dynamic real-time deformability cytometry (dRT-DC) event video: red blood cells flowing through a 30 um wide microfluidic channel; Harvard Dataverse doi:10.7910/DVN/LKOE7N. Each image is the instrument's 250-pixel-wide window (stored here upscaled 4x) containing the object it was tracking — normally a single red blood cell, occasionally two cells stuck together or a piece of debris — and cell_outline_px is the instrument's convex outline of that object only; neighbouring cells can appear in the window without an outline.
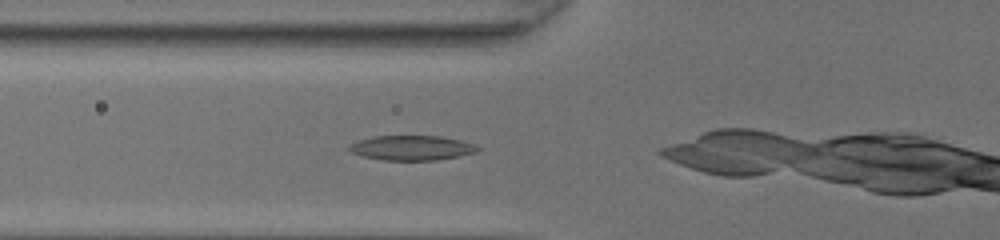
{"species": "common noctule bat (a hibernating species)", "species_latin": "Nyctalus noctula", "temperature_condition": "room temperature", "stored_images_in_passage": 30, "camera_frame_rate_fps": 3000, "um_per_image_px": 0.085, "animal": {"sex": "female", "body_mass_g": 20.0, "forearm_length_mm": 54.0}, "frame": {"image": 1, "passage_image": 3, "time_ms": 0.667, "image_size_px": [1000, 240], "cell_outline_px": [[480, 148], [476, 152], [460, 156], [436, 160], [384, 160], [364, 156], [352, 152], [344, 148], [348, 144], [372, 136], [444, 136], [460, 140], [472, 144]], "centroid_in_image_um": [34.96, 12.56], "position_along_channel_um": 90.8, "area_um2": 18.55}}
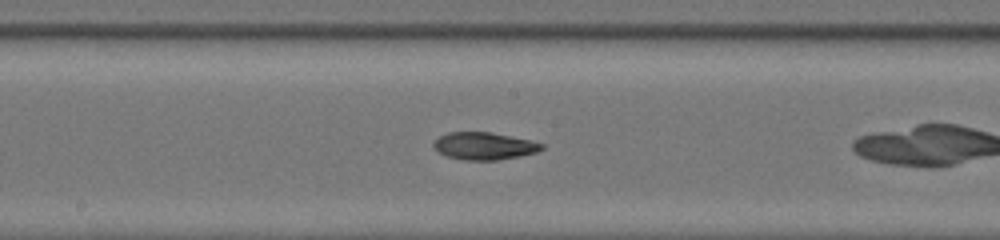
{"frame": {"image": 2, "passage_image": 11, "time_ms": 3.333, "image_size_px": [1000, 240], "cell_outline_px": [[544, 148], [536, 152], [520, 156], [496, 160], [464, 160], [444, 156], [436, 152], [432, 148], [432, 144], [440, 136], [448, 132], [492, 132], [528, 140], [544, 144]], "centroid_in_image_um": [41.09, 12.41], "position_along_channel_um": 207.1, "area_um2": 17.34}}
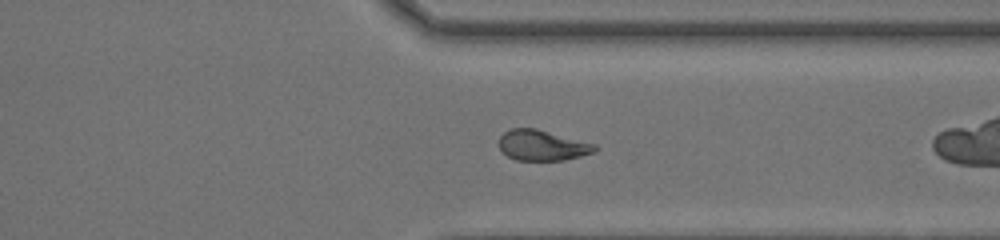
{"frame": {"image": 3, "passage_image": 22, "time_ms": 7.0, "image_size_px": [1000, 240], "cell_outline_px": [[600, 148], [596, 152], [564, 160], [516, 160], [508, 156], [500, 148], [500, 136], [504, 132], [512, 128], [536, 128], [596, 144]], "centroid_in_image_um": [46.14, 12.35], "position_along_channel_um": 365.3, "area_um2": 17.05}}